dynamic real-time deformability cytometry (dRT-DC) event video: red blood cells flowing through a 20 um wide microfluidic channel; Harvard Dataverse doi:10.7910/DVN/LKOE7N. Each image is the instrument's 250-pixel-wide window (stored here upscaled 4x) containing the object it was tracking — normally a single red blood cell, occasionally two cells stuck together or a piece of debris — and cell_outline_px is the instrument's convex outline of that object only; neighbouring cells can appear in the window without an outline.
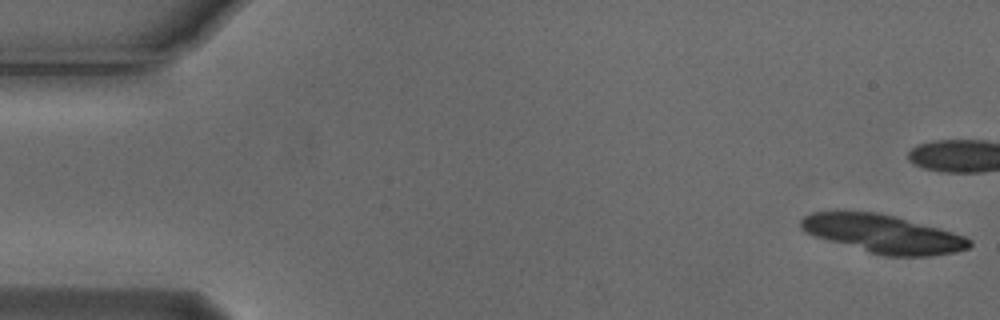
{"species": "Egyptian fruit bat (a non-hibernating species)", "species_latin": "Rousettus aegyptiacus", "temperature_condition": "cold", "stored_images_in_passage": 7, "camera_frame_rate_fps": 3000, "um_per_image_px": 0.085, "animal": {"sex": "male"}, "frame": {"image": 1, "passage_image": 1, "time_ms": 0.0, "image_size_px": [1000, 320], "cell_outline_px": [[972, 244], [968, 248], [956, 252], [928, 256], [884, 256], [868, 252], [828, 240], [804, 232], [800, 228], [800, 220], [804, 216], [812, 212], [876, 212], [940, 228], [964, 236], [972, 240]], "centroid_in_image_um": [75.06, 19.89], "position_along_channel_um": 9.9, "area_um2": 37.17}}